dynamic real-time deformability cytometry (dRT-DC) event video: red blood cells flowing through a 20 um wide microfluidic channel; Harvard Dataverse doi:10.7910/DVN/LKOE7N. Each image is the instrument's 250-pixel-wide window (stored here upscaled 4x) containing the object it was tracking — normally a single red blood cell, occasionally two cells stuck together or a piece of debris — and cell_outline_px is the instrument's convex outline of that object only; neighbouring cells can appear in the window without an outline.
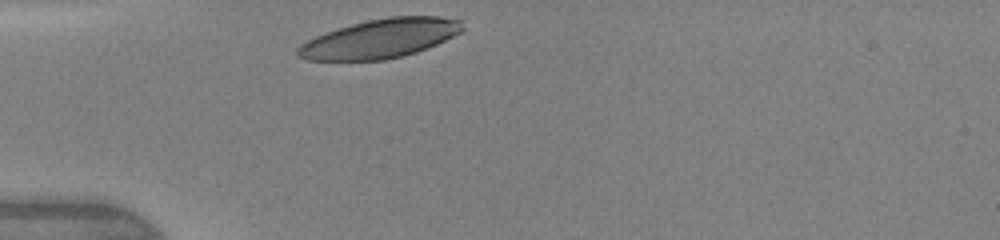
{"species": "human", "species_latin": "Homo sapiens", "temperature_condition": "warm", "stored_images_in_passage": 4, "camera_frame_rate_fps": 3000, "um_per_image_px": 0.085, "donor": {"sex": "female"}, "frame": {"image": 1, "passage_image": 1, "time_ms": 0.0, "image_size_px": [1000, 240], "cell_outline_px": [[464, 32], [436, 44], [416, 52], [384, 60], [308, 60], [296, 56], [296, 48], [300, 44], [324, 32], [352, 24], [368, 20], [388, 16], [440, 16], [460, 20], [464, 28]], "centroid_in_image_um": [32.32, 3.27], "position_along_channel_um": 52.7, "area_um2": 37.51}}